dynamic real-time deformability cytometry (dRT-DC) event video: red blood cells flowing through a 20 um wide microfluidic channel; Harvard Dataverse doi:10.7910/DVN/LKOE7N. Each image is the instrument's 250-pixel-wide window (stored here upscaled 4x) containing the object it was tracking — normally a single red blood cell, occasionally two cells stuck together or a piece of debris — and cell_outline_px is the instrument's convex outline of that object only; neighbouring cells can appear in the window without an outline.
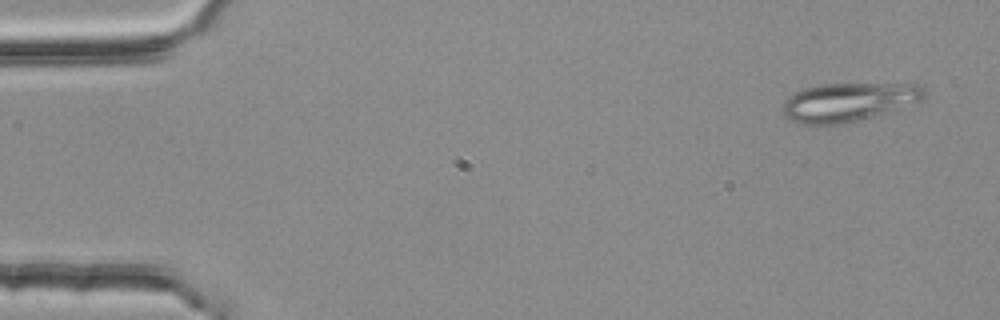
{"species": "common noctule bat (a hibernating species)", "species_latin": "Nyctalus noctula", "temperature_condition": "room temperature", "stored_images_in_passage": 54, "camera_frame_rate_fps": 3000, "um_per_image_px": 0.085, "animal": {"sex": "female", "body_mass_g": 25.1}, "frame": {"image": 1, "passage_image": 3, "time_ms": 0.667, "image_size_px": [1000, 320], "cell_outline_px": [[928, 92], [924, 100], [884, 112], [856, 120], [836, 124], [800, 124], [784, 116], [784, 100], [788, 96], [804, 88], [824, 84], [920, 84]], "centroid_in_image_um": [72.14, 8.65], "position_along_channel_um": 12.9, "area_um2": 31.39}}
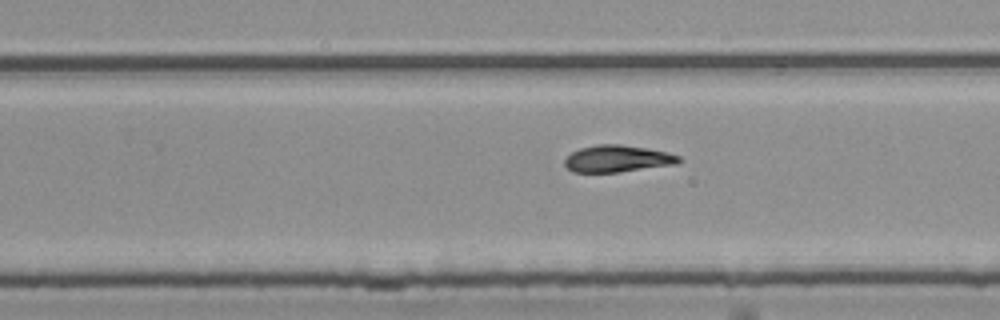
{"frame": {"image": 2, "passage_image": 34, "time_ms": 11.0, "image_size_px": [1000, 320], "cell_outline_px": [[684, 160], [676, 164], [616, 172], [572, 172], [564, 164], [564, 160], [572, 152], [580, 148], [596, 144], [620, 144], [648, 148], [668, 152], [680, 156]], "centroid_in_image_um": [52.5, 13.48], "position_along_channel_um": 277.3, "area_um2": 17.92}}
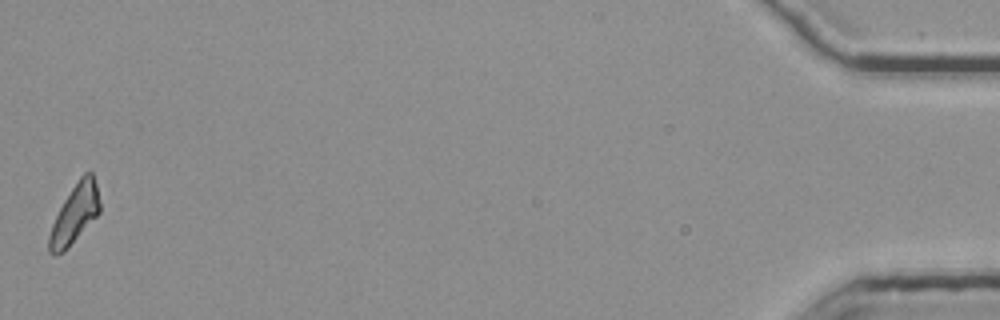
{"frame": {"image": 3, "passage_image": 54, "time_ms": 17.667, "image_size_px": [1000, 320], "cell_outline_px": [[100, 212], [64, 252], [48, 252], [48, 236], [52, 224], [64, 200], [80, 176], [84, 172], [92, 172], [96, 184], [100, 200]], "centroid_in_image_um": [6.36, 18.16], "position_along_channel_um": 428.8, "area_um2": 17.05}, "authors_computed_cell_mechanics": {"area_um2": 18.2648, "velocity_mm_per_s": 3.7539, "shape_relaxation_time_tau1_ms": null, "shape_relaxation_time_tau2_ms": 7.0041, "deformation_change_tau1": null, "deformation_change_tau2": 0.1553}}